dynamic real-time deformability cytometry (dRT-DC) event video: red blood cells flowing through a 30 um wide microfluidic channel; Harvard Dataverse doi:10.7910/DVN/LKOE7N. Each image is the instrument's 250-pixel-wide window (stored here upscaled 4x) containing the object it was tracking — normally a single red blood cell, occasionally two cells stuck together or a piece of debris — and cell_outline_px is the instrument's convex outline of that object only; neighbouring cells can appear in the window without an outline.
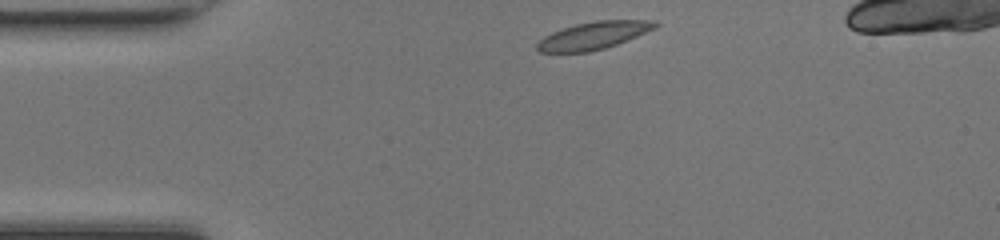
{"species": "common noctule bat (a hibernating species)", "species_latin": "Nyctalus noctula", "temperature_condition": "room temperature", "stored_images_in_passage": 38, "camera_frame_rate_fps": 3000, "um_per_image_px": 0.085, "animal": {"sex": "female", "body_mass_g": 17.0, "forearm_length_mm": 48.0}, "frame": {"image": 1, "passage_image": 1, "time_ms": 0.0, "image_size_px": [1000, 240], "cell_outline_px": [[660, 24], [656, 28], [616, 44], [604, 48], [588, 52], [540, 52], [536, 48], [536, 44], [544, 36], [552, 32], [576, 24], [596, 20], [656, 20]], "centroid_in_image_um": [50.47, 3.01], "position_along_channel_um": 34.5, "area_um2": 18.79}}
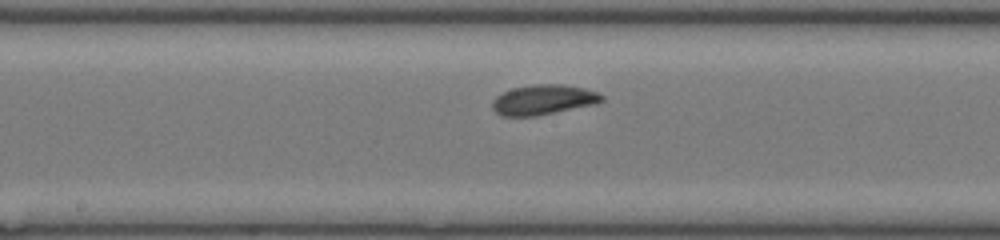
{"frame": {"image": 2, "passage_image": 16, "time_ms": 5.0, "image_size_px": [1000, 240], "cell_outline_px": [[604, 100], [596, 104], [536, 116], [500, 116], [492, 108], [492, 100], [496, 96], [512, 88], [536, 84], [560, 84], [584, 88], [600, 92], [604, 96]], "centroid_in_image_um": [46.2, 8.48], "position_along_channel_um": 202.0, "area_um2": 19.25}}
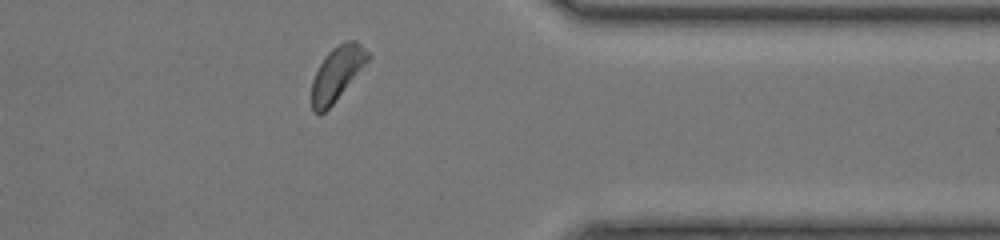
{"frame": {"image": 3, "passage_image": 30, "time_ms": 9.667, "image_size_px": [1000, 240], "cell_outline_px": [[372, 56], [332, 104], [320, 116], [316, 116], [312, 112], [312, 80], [324, 56], [332, 48], [348, 40], [356, 40]], "centroid_in_image_um": [28.62, 6.26], "position_along_channel_um": 382.8, "area_um2": 17.46}, "authors_computed_cell_mechanics": {"area_um2": 18.496, "velocity_mm_per_s": 4.1659, "shape_relaxation_time_tau1_ms": 2.3632, "shape_relaxation_time_tau2_ms": null, "deformation_change_tau1": 0.0735, "deformation_change_tau2": null}}